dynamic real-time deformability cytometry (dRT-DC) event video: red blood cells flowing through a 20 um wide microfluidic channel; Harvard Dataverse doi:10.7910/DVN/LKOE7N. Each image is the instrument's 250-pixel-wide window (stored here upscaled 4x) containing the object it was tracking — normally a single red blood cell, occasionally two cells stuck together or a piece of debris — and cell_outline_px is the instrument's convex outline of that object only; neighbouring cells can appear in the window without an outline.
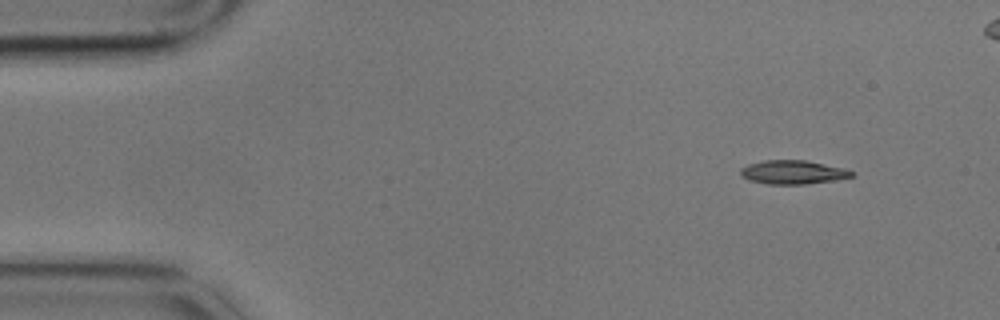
{"species": "common noctule bat (a hibernating species)", "species_latin": "Nyctalus noctula", "temperature_condition": "cold", "stored_images_in_passage": 8, "camera_frame_rate_fps": 3000, "um_per_image_px": 0.085, "animal": {"sex": "male", "body_mass_g": 17.9}, "frame": {"image": 1, "passage_image": 1, "time_ms": 0.0, "image_size_px": [1000, 320], "cell_outline_px": [[856, 176], [832, 180], [804, 184], [768, 184], [748, 180], [740, 176], [740, 168], [748, 164], [764, 160], [804, 160], [844, 168], [856, 172]], "centroid_in_image_um": [67.38, 14.63], "position_along_channel_um": 17.6, "area_um2": 15.43}}
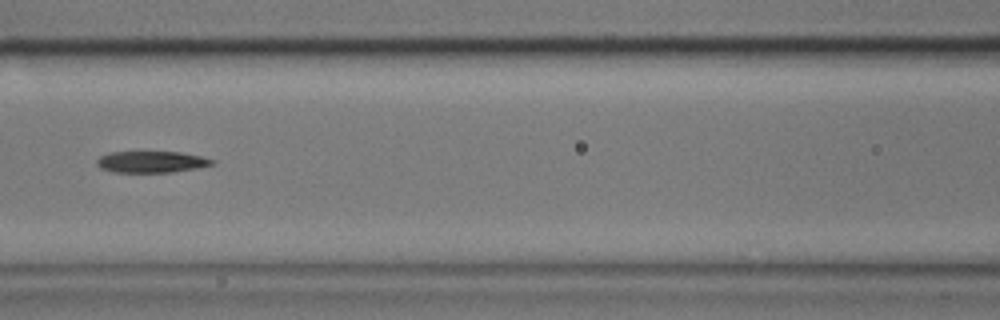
{"frame": {"image": 2, "passage_image": 6, "time_ms": 1.667, "image_size_px": [1000, 320], "cell_outline_px": [[216, 164], [200, 168], [172, 172], [112, 172], [100, 168], [96, 164], [96, 160], [100, 156], [108, 152], [180, 152], [200, 156], [216, 160]], "centroid_in_image_um": [12.89, 13.76], "position_along_channel_um": 153.7, "area_um2": 14.62}}